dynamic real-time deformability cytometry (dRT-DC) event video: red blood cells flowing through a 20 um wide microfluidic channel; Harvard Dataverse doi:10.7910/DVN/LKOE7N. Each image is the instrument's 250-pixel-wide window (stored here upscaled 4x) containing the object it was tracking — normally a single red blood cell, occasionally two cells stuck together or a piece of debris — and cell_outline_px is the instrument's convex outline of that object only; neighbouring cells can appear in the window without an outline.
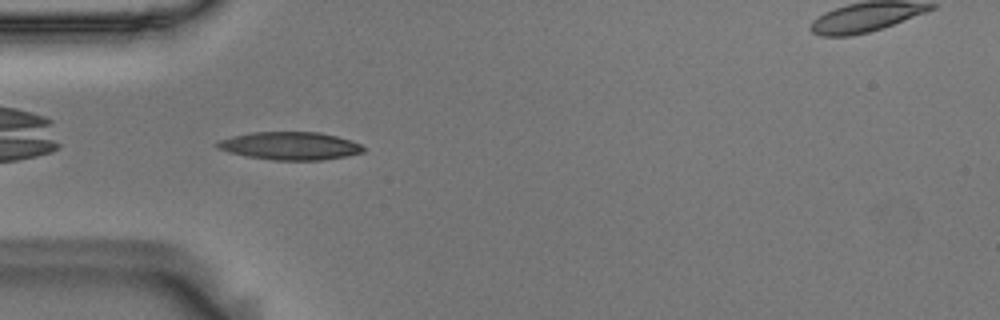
{"species": "Egyptian fruit bat (a non-hibernating species)", "species_latin": "Rousettus aegyptiacus", "temperature_condition": "room temperature", "stored_images_in_passage": 37, "camera_frame_rate_fps": 3000, "um_per_image_px": 0.085, "animal": {"sex": "male"}, "frame": {"image": 1, "passage_image": 2, "time_ms": 0.333, "image_size_px": [1000, 320], "cell_outline_px": [[364, 152], [344, 156], [320, 160], [272, 160], [248, 156], [228, 152], [216, 148], [212, 144], [220, 140], [252, 132], [320, 132], [352, 140], [360, 144], [364, 148]], "centroid_in_image_um": [24.64, 12.4], "position_along_channel_um": 60.4, "area_um2": 23.64}}
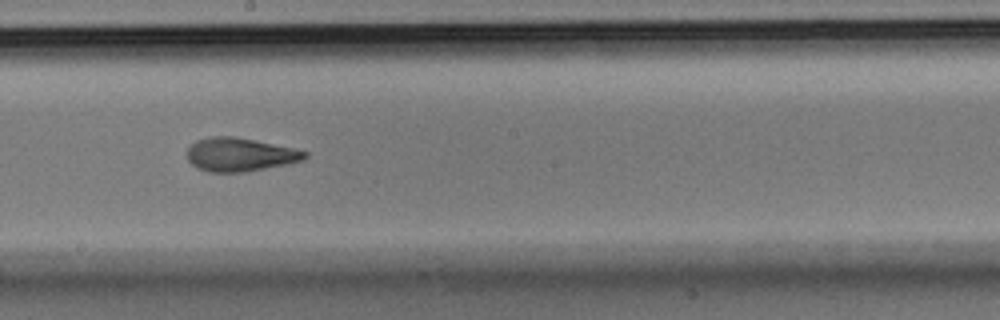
{"frame": {"image": 2, "passage_image": 16, "time_ms": 5.0, "image_size_px": [1000, 320], "cell_outline_px": [[308, 156], [304, 160], [288, 164], [244, 172], [208, 172], [196, 168], [188, 160], [188, 148], [196, 140], [212, 136], [232, 136], [292, 148], [308, 152]], "centroid_in_image_um": [20.38, 13.15], "position_along_channel_um": 227.8, "area_um2": 22.83}}
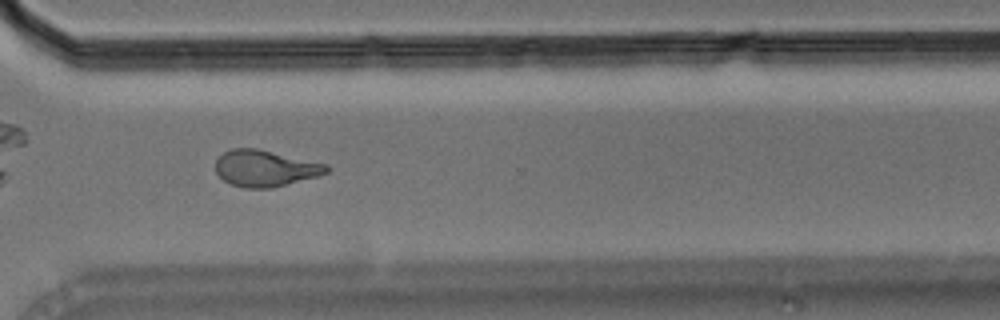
{"frame": {"image": 3, "passage_image": 26, "time_ms": 8.333, "image_size_px": [1000, 320], "cell_outline_px": [[328, 172], [320, 176], [272, 188], [244, 188], [232, 184], [224, 180], [216, 172], [216, 160], [224, 152], [232, 148], [256, 148], [328, 164]], "centroid_in_image_um": [22.56, 14.31], "position_along_channel_um": 348.0, "area_um2": 23.52}, "authors_computed_cell_mechanics": {"area_um2": 22.6576, "velocity_mm_per_s": 3.6124, "shape_relaxation_time_tau1_ms": 6.9415, "shape_relaxation_time_tau2_ms": 1.7707, "deformation_change_tau1": 0.2133, "deformation_change_tau2": 0.0799}}